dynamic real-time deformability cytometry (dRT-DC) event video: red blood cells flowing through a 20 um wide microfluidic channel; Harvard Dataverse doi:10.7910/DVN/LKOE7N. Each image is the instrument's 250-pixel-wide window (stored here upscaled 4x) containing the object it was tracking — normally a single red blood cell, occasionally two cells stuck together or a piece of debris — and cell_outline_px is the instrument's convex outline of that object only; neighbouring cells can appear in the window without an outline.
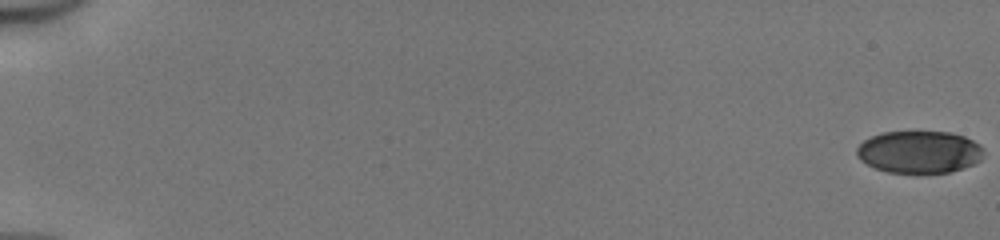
{"species": "human", "species_latin": "Homo sapiens", "temperature_condition": "cold", "stored_images_in_passage": 52, "camera_frame_rate_fps": 3000, "um_per_image_px": 0.085, "donor": {"sex": "male"}, "frame": {"image": 1, "passage_image": 1, "time_ms": 0.0, "image_size_px": [1000, 240], "cell_outline_px": [[984, 152], [980, 160], [964, 168], [948, 172], [888, 172], [876, 168], [860, 160], [856, 156], [856, 148], [864, 140], [880, 132], [948, 132], [964, 136], [980, 144], [984, 148]], "centroid_in_image_um": [78.14, 12.9], "position_along_channel_um": 6.9, "area_um2": 31.15}}
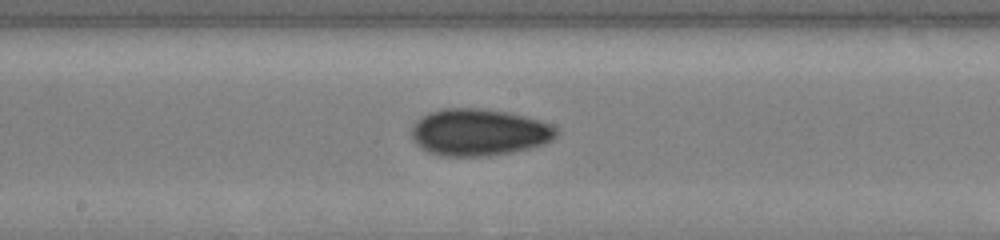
{"frame": {"image": 2, "passage_image": 30, "time_ms": 9.667, "image_size_px": [1000, 240], "cell_outline_px": [[560, 132], [552, 140], [544, 144], [512, 152], [488, 156], [440, 156], [428, 152], [420, 148], [412, 140], [412, 124], [420, 116], [428, 112], [440, 108], [480, 108], [508, 112], [540, 120], [552, 124], [560, 128]], "centroid_in_image_um": [40.7, 11.24], "position_along_channel_um": 207.5, "area_um2": 40.23}}
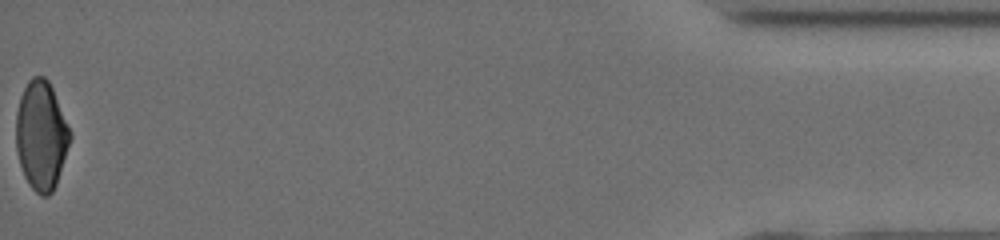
{"frame": {"image": 3, "passage_image": 52, "time_ms": 17.0, "image_size_px": [1000, 240], "cell_outline_px": [[72, 136], [56, 184], [52, 192], [48, 196], [40, 196], [28, 184], [24, 176], [16, 152], [16, 112], [20, 96], [28, 80], [32, 76], [44, 76], [48, 80], [52, 88], [72, 132]], "centroid_in_image_um": [3.5, 11.51], "position_along_channel_um": 431.7, "area_um2": 34.51}, "authors_computed_cell_mechanics": {"area_um2": 35.5759, "velocity_mm_per_s": 4.1849, "shape_relaxation_time_tau1_ms": 5.4931, "shape_relaxation_time_tau2_ms": 2.4127, "deformation_change_tau1": 0.1434, "deformation_change_tau2": 0.0632}}